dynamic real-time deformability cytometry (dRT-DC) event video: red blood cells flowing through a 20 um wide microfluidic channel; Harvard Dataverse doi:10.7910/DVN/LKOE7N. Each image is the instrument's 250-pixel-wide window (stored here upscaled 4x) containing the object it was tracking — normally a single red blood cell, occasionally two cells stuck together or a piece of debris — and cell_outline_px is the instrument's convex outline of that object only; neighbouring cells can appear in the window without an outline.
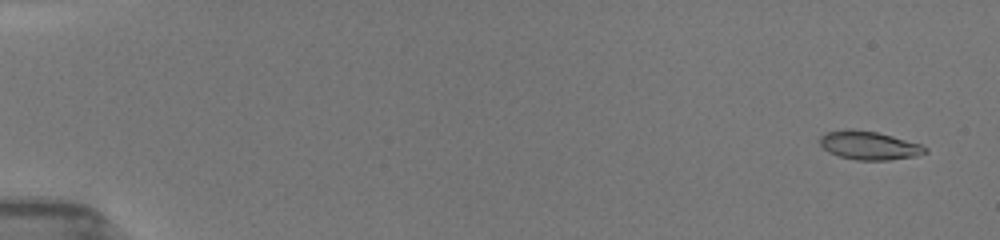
{"species": "common noctule bat (a hibernating species)", "species_latin": "Nyctalus noctula", "temperature_condition": "room temperature", "stored_images_in_passage": 26, "camera_frame_rate_fps": 3000, "um_per_image_px": 0.085, "animal": {"sex": "female", "body_mass_g": 19.5, "forearm_length_mm": 54.1}, "frame": {"image": 1, "passage_image": 3, "time_ms": 0.667, "image_size_px": [1000, 240], "cell_outline_px": [[928, 152], [916, 156], [888, 160], [856, 160], [840, 156], [828, 152], [820, 144], [820, 136], [828, 132], [844, 128], [852, 128], [876, 132], [892, 136], [920, 144], [928, 148]], "centroid_in_image_um": [73.86, 12.35], "position_along_channel_um": 11.1, "area_um2": 17.51}}
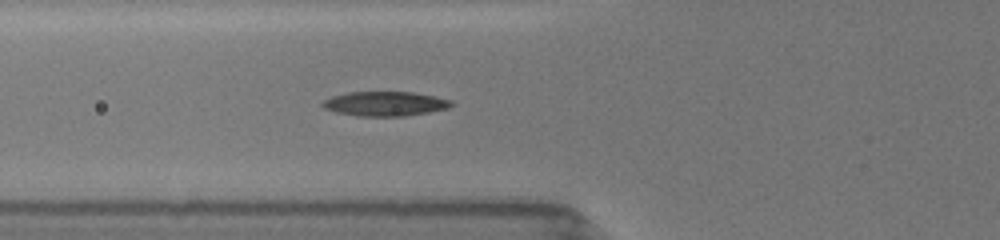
{"frame": {"image": 2, "passage_image": 20, "time_ms": 6.667, "image_size_px": [1000, 240], "cell_outline_px": [[456, 104], [448, 108], [428, 112], [404, 116], [356, 116], [336, 112], [324, 108], [320, 104], [324, 100], [332, 96], [348, 92], [412, 92], [436, 96], [452, 100]], "centroid_in_image_um": [32.75, 8.81], "position_along_channel_um": 93.1, "area_um2": 18.5}}
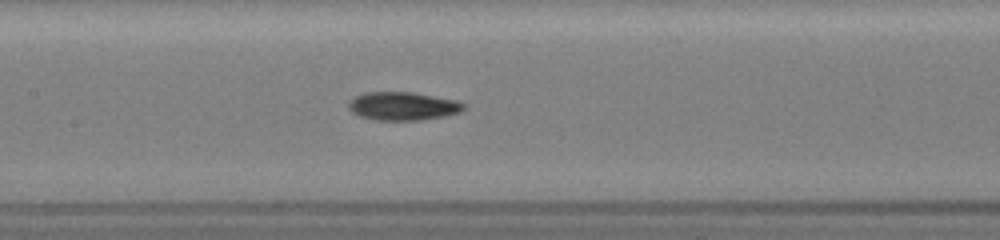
{"frame": {"image": 3, "passage_image": 26, "time_ms": 8.667, "image_size_px": [1000, 240], "cell_outline_px": [[468, 104], [460, 112], [444, 116], [420, 120], [376, 120], [360, 116], [352, 112], [348, 108], [348, 100], [364, 92], [412, 92], [456, 100]], "centroid_in_image_um": [34.24, 9.01], "position_along_channel_um": 173.2, "area_um2": 19.07}}